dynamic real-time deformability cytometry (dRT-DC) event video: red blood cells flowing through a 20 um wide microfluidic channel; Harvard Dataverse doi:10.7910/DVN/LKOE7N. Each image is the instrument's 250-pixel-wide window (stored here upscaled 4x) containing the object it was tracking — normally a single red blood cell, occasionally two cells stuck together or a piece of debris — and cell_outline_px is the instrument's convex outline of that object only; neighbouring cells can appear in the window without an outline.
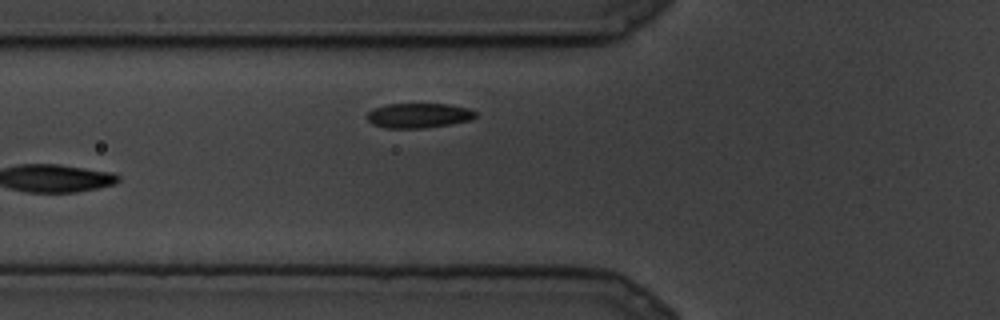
{"species": "common noctule bat (a hibernating species)", "species_latin": "Nyctalus noctula", "temperature_condition": "cold", "stored_images_in_passage": 9, "camera_frame_rate_fps": 3000, "um_per_image_px": 0.085, "animal": {"sex": "male", "body_mass_g": 19.5, "forearm_length_mm": 54.6}, "frame": {"image": 1, "passage_image": 9, "time_ms": 2.667, "image_size_px": [1000, 320], "cell_outline_px": [[476, 116], [472, 120], [452, 124], [424, 128], [384, 128], [372, 124], [368, 120], [368, 112], [372, 108], [388, 104], [448, 104], [468, 108], [476, 112]], "centroid_in_image_um": [35.59, 9.82], "position_along_channel_um": 90.2, "area_um2": 15.78}}